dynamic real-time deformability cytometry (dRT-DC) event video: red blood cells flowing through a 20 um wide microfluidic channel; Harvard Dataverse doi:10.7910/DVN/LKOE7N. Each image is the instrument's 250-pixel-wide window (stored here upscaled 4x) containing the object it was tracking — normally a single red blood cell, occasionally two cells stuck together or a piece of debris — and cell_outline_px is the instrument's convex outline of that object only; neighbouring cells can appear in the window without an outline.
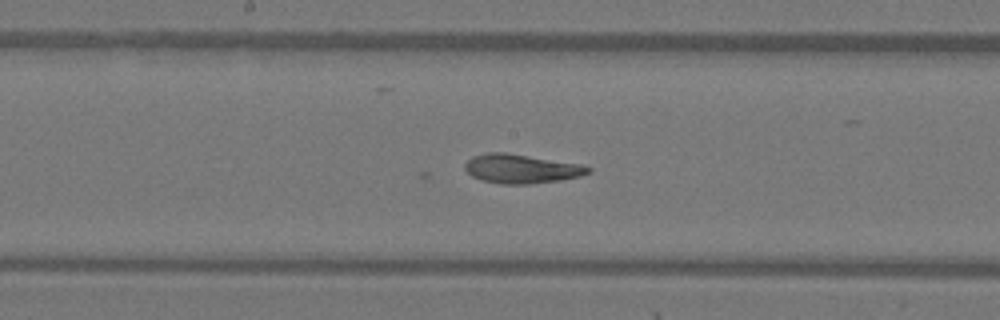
{"species": "Egyptian fruit bat (a non-hibernating species)", "species_latin": "Rousettus aegyptiacus", "temperature_condition": "warm", "stored_images_in_passage": 41, "camera_frame_rate_fps": 3000, "um_per_image_px": 0.085, "animal": {"sex": "female"}, "frame": {"image": 1, "passage_image": 17, "time_ms": 5.333, "image_size_px": [1000, 320], "cell_outline_px": [[592, 172], [580, 176], [560, 180], [532, 184], [500, 184], [480, 180], [472, 176], [464, 168], [464, 164], [472, 156], [484, 152], [504, 152], [580, 164], [592, 168]], "centroid_in_image_um": [44.29, 14.35], "position_along_channel_um": 203.9, "area_um2": 20.98}}
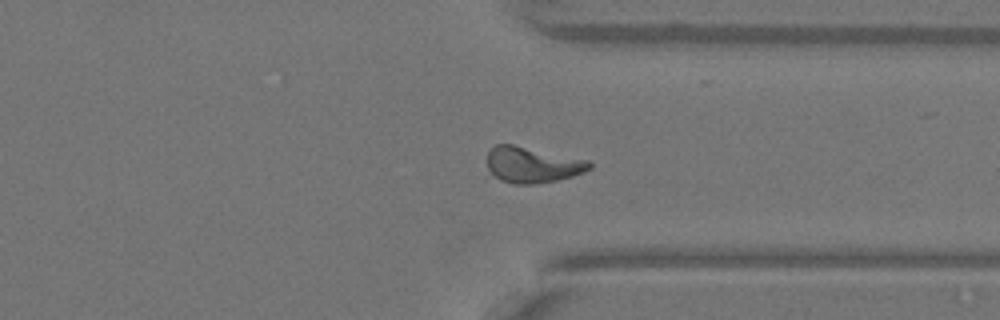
{"frame": {"image": 2, "passage_image": 29, "time_ms": 9.333, "image_size_px": [1000, 320], "cell_outline_px": [[592, 168], [584, 172], [572, 176], [556, 180], [536, 184], [512, 184], [484, 176], [488, 152], [496, 144], [512, 144], [592, 160]], "centroid_in_image_um": [45.17, 14.03], "position_along_channel_um": 366.2, "area_um2": 22.31}}
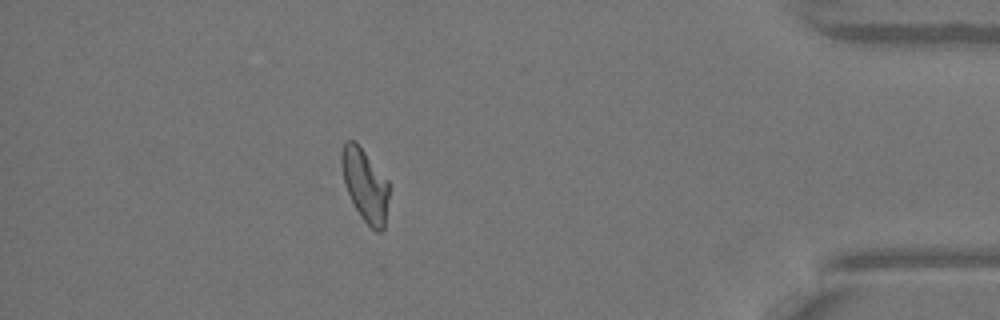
{"frame": {"image": 3, "passage_image": 35, "time_ms": 11.333, "image_size_px": [1000, 320], "cell_outline_px": [[388, 196], [384, 232], [376, 232], [364, 220], [356, 208], [348, 192], [344, 180], [340, 164], [340, 156], [344, 144], [348, 140], [356, 140], [388, 180]], "centroid_in_image_um": [31.03, 15.7], "position_along_channel_um": 404.2, "area_um2": 19.94}}